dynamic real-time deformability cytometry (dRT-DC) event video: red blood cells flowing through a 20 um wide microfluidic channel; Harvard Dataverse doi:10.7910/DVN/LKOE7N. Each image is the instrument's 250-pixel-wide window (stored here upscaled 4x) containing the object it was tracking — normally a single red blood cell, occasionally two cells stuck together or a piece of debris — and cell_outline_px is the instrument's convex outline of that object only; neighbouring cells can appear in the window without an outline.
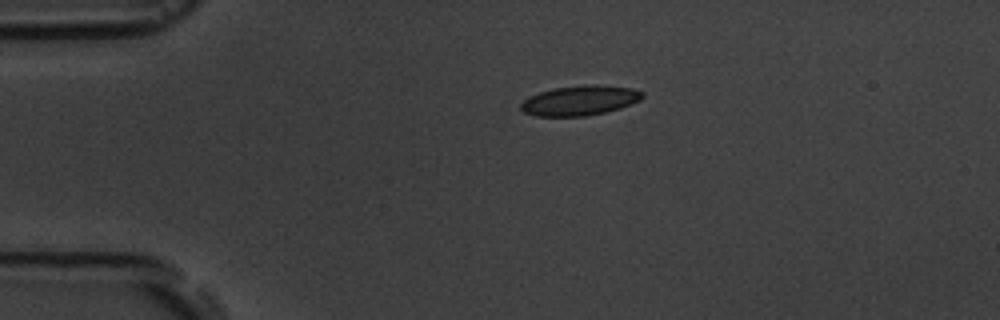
{"species": "common noctule bat (a hibernating species)", "species_latin": "Nyctalus noctula", "temperature_condition": "room temperature", "stored_images_in_passage": 4, "camera_frame_rate_fps": 3000, "um_per_image_px": 0.085, "animal": {"sex": "male", "body_mass_g": 19.5, "forearm_length_mm": 54.6}, "frame": {"image": 1, "passage_image": 1, "time_ms": 0.0, "image_size_px": [1000, 320], "cell_outline_px": [[644, 96], [640, 100], [620, 108], [604, 112], [584, 116], [536, 116], [524, 112], [520, 108], [520, 104], [528, 96], [540, 92], [556, 88], [584, 84], [596, 84], [632, 88], [644, 92]], "centroid_in_image_um": [49.29, 8.53], "position_along_channel_um": 35.7, "area_um2": 21.15}}
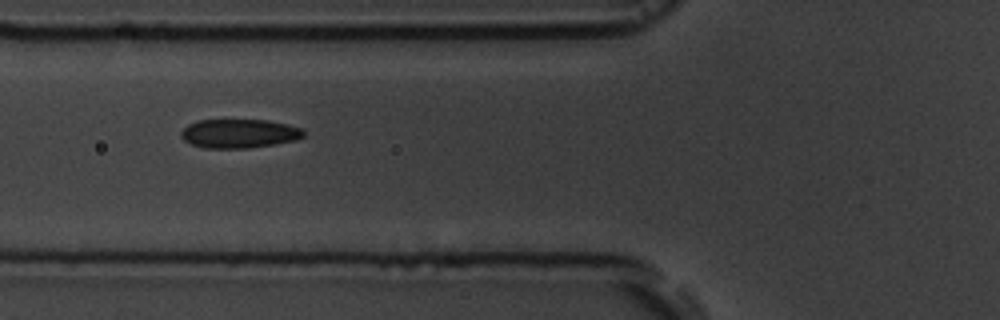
{"frame": {"image": 2, "passage_image": 3, "time_ms": 3.0, "image_size_px": [1000, 320], "cell_outline_px": [[304, 136], [296, 140], [248, 148], [204, 148], [192, 144], [184, 140], [180, 136], [180, 132], [188, 124], [196, 120], [268, 120], [288, 124], [300, 128], [304, 132]], "centroid_in_image_um": [20.3, 11.34], "position_along_channel_um": 105.5, "area_um2": 20.63}}
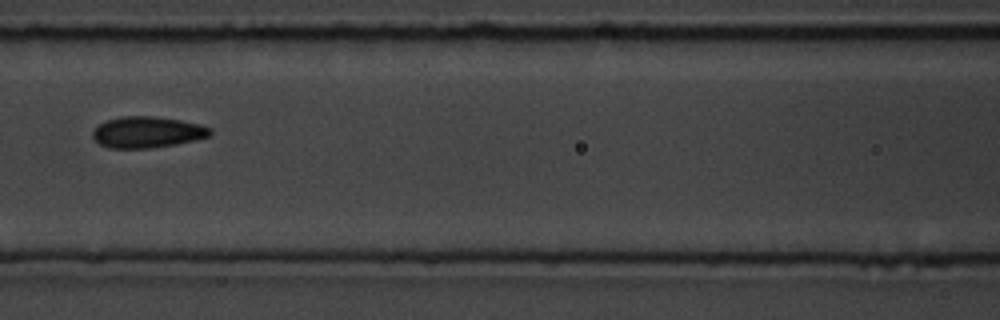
{"frame": {"image": 3, "passage_image": 4, "time_ms": 4.333, "image_size_px": [1000, 320], "cell_outline_px": [[212, 136], [196, 140], [176, 144], [152, 148], [108, 148], [100, 144], [92, 136], [92, 132], [100, 124], [108, 120], [120, 116], [152, 116], [180, 120], [200, 124], [212, 128]], "centroid_in_image_um": [12.56, 11.24], "position_along_channel_um": 154.0, "area_um2": 21.44}}